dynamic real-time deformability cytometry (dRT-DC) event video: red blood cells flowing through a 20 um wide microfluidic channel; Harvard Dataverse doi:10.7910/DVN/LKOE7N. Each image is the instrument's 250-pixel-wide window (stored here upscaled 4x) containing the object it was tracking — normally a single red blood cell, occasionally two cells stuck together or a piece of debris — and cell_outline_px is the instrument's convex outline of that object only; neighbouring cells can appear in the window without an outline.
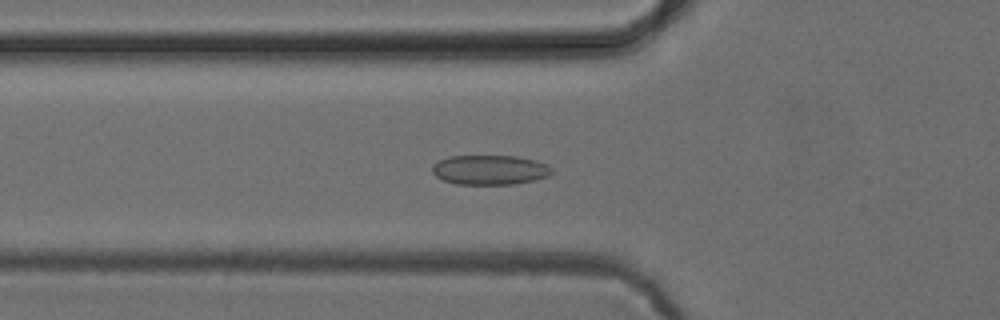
{"species": "common noctule bat (a hibernating species)", "species_latin": "Nyctalus noctula", "temperature_condition": "cold", "stored_images_in_passage": 53, "camera_frame_rate_fps": 3000, "um_per_image_px": 0.085, "animal": {"sex": "female", "body_mass_g": 24.6, "forearm_length_mm": 56.2}, "frame": {"image": 1, "passage_image": 19, "time_ms": 6.0, "image_size_px": [1000, 320], "cell_outline_px": [[552, 172], [548, 176], [536, 180], [512, 184], [456, 184], [444, 180], [436, 176], [432, 172], [432, 168], [440, 160], [448, 156], [516, 156], [536, 160], [548, 164], [552, 168]], "centroid_in_image_um": [41.68, 14.44], "position_along_channel_um": 84.1, "area_um2": 20.63}}
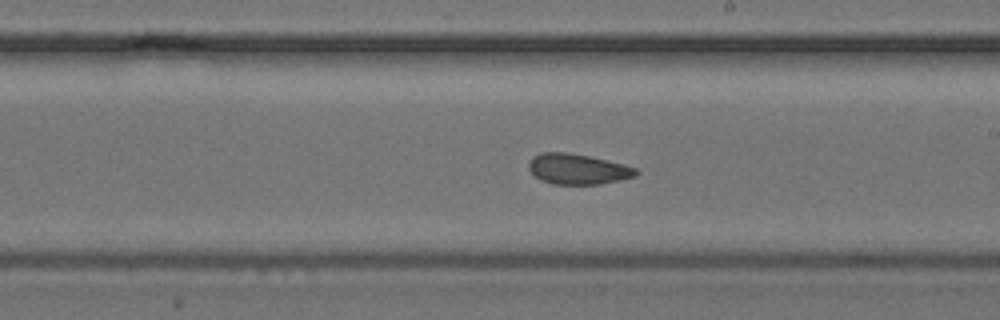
{"frame": {"image": 2, "passage_image": 31, "time_ms": 10.0, "image_size_px": [1000, 320], "cell_outline_px": [[636, 176], [620, 180], [600, 184], [552, 184], [540, 180], [528, 168], [528, 160], [532, 156], [540, 152], [568, 152], [588, 156], [624, 164], [636, 168]], "centroid_in_image_um": [49.06, 14.36], "position_along_channel_um": 239.9, "area_um2": 19.07}}
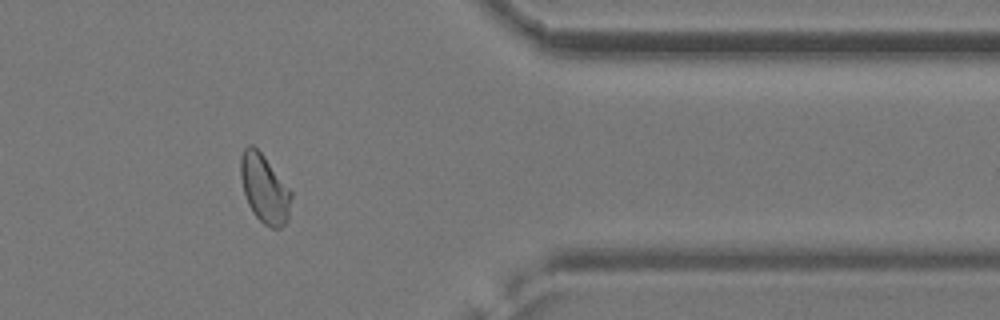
{"frame": {"image": 3, "passage_image": 44, "time_ms": 14.333, "image_size_px": [1000, 320], "cell_outline_px": [[292, 196], [288, 220], [280, 228], [272, 228], [264, 224], [252, 212], [248, 204], [244, 192], [240, 176], [240, 156], [244, 148], [248, 144], [252, 144], [264, 156], [292, 192]], "centroid_in_image_um": [22.47, 16.04], "position_along_channel_um": 388.9, "area_um2": 20.17}, "authors_computed_cell_mechanics": {"area_um2": 19.941, "velocity_mm_per_s": 3.8753, "shape_relaxation_time_tau1_ms": 7.9371, "shape_relaxation_time_tau2_ms": 1.6153, "deformation_change_tau1": 0.1021, "deformation_change_tau2": 0.0586}}